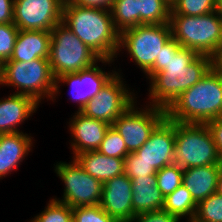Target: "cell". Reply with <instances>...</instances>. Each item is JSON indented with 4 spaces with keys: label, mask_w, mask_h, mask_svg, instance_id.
Here are the masks:
<instances>
[{
    "label": "cell",
    "mask_w": 222,
    "mask_h": 222,
    "mask_svg": "<svg viewBox=\"0 0 222 222\" xmlns=\"http://www.w3.org/2000/svg\"><path fill=\"white\" fill-rule=\"evenodd\" d=\"M162 209L177 216L180 220L186 218L188 222H192L197 203L186 187L181 184L174 192L165 197Z\"/></svg>",
    "instance_id": "cell-23"
},
{
    "label": "cell",
    "mask_w": 222,
    "mask_h": 222,
    "mask_svg": "<svg viewBox=\"0 0 222 222\" xmlns=\"http://www.w3.org/2000/svg\"><path fill=\"white\" fill-rule=\"evenodd\" d=\"M74 159L88 174L103 184L124 174V159L109 157L97 150L79 153Z\"/></svg>",
    "instance_id": "cell-21"
},
{
    "label": "cell",
    "mask_w": 222,
    "mask_h": 222,
    "mask_svg": "<svg viewBox=\"0 0 222 222\" xmlns=\"http://www.w3.org/2000/svg\"><path fill=\"white\" fill-rule=\"evenodd\" d=\"M206 125L211 132L217 152L222 162V117L215 118L214 120L207 122Z\"/></svg>",
    "instance_id": "cell-35"
},
{
    "label": "cell",
    "mask_w": 222,
    "mask_h": 222,
    "mask_svg": "<svg viewBox=\"0 0 222 222\" xmlns=\"http://www.w3.org/2000/svg\"><path fill=\"white\" fill-rule=\"evenodd\" d=\"M165 117V109L147 103L145 107L139 108L136 101L113 122L112 126L123 138L127 151L132 153L146 143L151 132Z\"/></svg>",
    "instance_id": "cell-10"
},
{
    "label": "cell",
    "mask_w": 222,
    "mask_h": 222,
    "mask_svg": "<svg viewBox=\"0 0 222 222\" xmlns=\"http://www.w3.org/2000/svg\"><path fill=\"white\" fill-rule=\"evenodd\" d=\"M51 31L19 30L13 53L8 61L29 62L38 58L48 59Z\"/></svg>",
    "instance_id": "cell-19"
},
{
    "label": "cell",
    "mask_w": 222,
    "mask_h": 222,
    "mask_svg": "<svg viewBox=\"0 0 222 222\" xmlns=\"http://www.w3.org/2000/svg\"><path fill=\"white\" fill-rule=\"evenodd\" d=\"M33 144V137L26 132L0 134V179L16 171Z\"/></svg>",
    "instance_id": "cell-18"
},
{
    "label": "cell",
    "mask_w": 222,
    "mask_h": 222,
    "mask_svg": "<svg viewBox=\"0 0 222 222\" xmlns=\"http://www.w3.org/2000/svg\"><path fill=\"white\" fill-rule=\"evenodd\" d=\"M172 38L170 23L140 24L120 33L118 54L126 50L131 60L147 74L153 67L162 47ZM123 48V49H122Z\"/></svg>",
    "instance_id": "cell-8"
},
{
    "label": "cell",
    "mask_w": 222,
    "mask_h": 222,
    "mask_svg": "<svg viewBox=\"0 0 222 222\" xmlns=\"http://www.w3.org/2000/svg\"><path fill=\"white\" fill-rule=\"evenodd\" d=\"M68 124L73 138L70 141L74 155L72 158L85 151L97 150L111 126L105 121L87 117L80 111L74 113Z\"/></svg>",
    "instance_id": "cell-16"
},
{
    "label": "cell",
    "mask_w": 222,
    "mask_h": 222,
    "mask_svg": "<svg viewBox=\"0 0 222 222\" xmlns=\"http://www.w3.org/2000/svg\"><path fill=\"white\" fill-rule=\"evenodd\" d=\"M38 106L39 103L27 95L12 93L1 98L0 134L23 132L18 127L36 113Z\"/></svg>",
    "instance_id": "cell-17"
},
{
    "label": "cell",
    "mask_w": 222,
    "mask_h": 222,
    "mask_svg": "<svg viewBox=\"0 0 222 222\" xmlns=\"http://www.w3.org/2000/svg\"><path fill=\"white\" fill-rule=\"evenodd\" d=\"M211 68L222 78V45L211 56Z\"/></svg>",
    "instance_id": "cell-38"
},
{
    "label": "cell",
    "mask_w": 222,
    "mask_h": 222,
    "mask_svg": "<svg viewBox=\"0 0 222 222\" xmlns=\"http://www.w3.org/2000/svg\"><path fill=\"white\" fill-rule=\"evenodd\" d=\"M99 64L82 70L77 73H66L55 79V88L51 101L55 102L56 96L60 93V85L63 84L70 86V94L73 102L77 103L78 110L85 106V104L94 98L104 85L117 73L116 69L112 72H106ZM61 83V84H60Z\"/></svg>",
    "instance_id": "cell-13"
},
{
    "label": "cell",
    "mask_w": 222,
    "mask_h": 222,
    "mask_svg": "<svg viewBox=\"0 0 222 222\" xmlns=\"http://www.w3.org/2000/svg\"><path fill=\"white\" fill-rule=\"evenodd\" d=\"M120 71L118 69V72L104 85L99 93L85 104L80 111L81 113L112 125L123 112L137 101L134 89L132 92L126 86Z\"/></svg>",
    "instance_id": "cell-11"
},
{
    "label": "cell",
    "mask_w": 222,
    "mask_h": 222,
    "mask_svg": "<svg viewBox=\"0 0 222 222\" xmlns=\"http://www.w3.org/2000/svg\"><path fill=\"white\" fill-rule=\"evenodd\" d=\"M221 167L222 165H206L184 170L182 184L197 204L217 192Z\"/></svg>",
    "instance_id": "cell-20"
},
{
    "label": "cell",
    "mask_w": 222,
    "mask_h": 222,
    "mask_svg": "<svg viewBox=\"0 0 222 222\" xmlns=\"http://www.w3.org/2000/svg\"><path fill=\"white\" fill-rule=\"evenodd\" d=\"M166 116L172 121L194 124L222 117V78L211 68L174 101Z\"/></svg>",
    "instance_id": "cell-3"
},
{
    "label": "cell",
    "mask_w": 222,
    "mask_h": 222,
    "mask_svg": "<svg viewBox=\"0 0 222 222\" xmlns=\"http://www.w3.org/2000/svg\"><path fill=\"white\" fill-rule=\"evenodd\" d=\"M183 172L173 164L167 165L156 172L157 187L164 197L174 192L182 184Z\"/></svg>",
    "instance_id": "cell-30"
},
{
    "label": "cell",
    "mask_w": 222,
    "mask_h": 222,
    "mask_svg": "<svg viewBox=\"0 0 222 222\" xmlns=\"http://www.w3.org/2000/svg\"><path fill=\"white\" fill-rule=\"evenodd\" d=\"M70 3L84 7H96L102 9H109L114 0H68Z\"/></svg>",
    "instance_id": "cell-37"
},
{
    "label": "cell",
    "mask_w": 222,
    "mask_h": 222,
    "mask_svg": "<svg viewBox=\"0 0 222 222\" xmlns=\"http://www.w3.org/2000/svg\"><path fill=\"white\" fill-rule=\"evenodd\" d=\"M72 222H118L108 215L100 205L72 208Z\"/></svg>",
    "instance_id": "cell-31"
},
{
    "label": "cell",
    "mask_w": 222,
    "mask_h": 222,
    "mask_svg": "<svg viewBox=\"0 0 222 222\" xmlns=\"http://www.w3.org/2000/svg\"><path fill=\"white\" fill-rule=\"evenodd\" d=\"M157 170L150 166L145 161L139 159L134 153H129L124 158V173L130 178L148 177L149 175H156Z\"/></svg>",
    "instance_id": "cell-33"
},
{
    "label": "cell",
    "mask_w": 222,
    "mask_h": 222,
    "mask_svg": "<svg viewBox=\"0 0 222 222\" xmlns=\"http://www.w3.org/2000/svg\"><path fill=\"white\" fill-rule=\"evenodd\" d=\"M192 222H222V196L216 192L200 201Z\"/></svg>",
    "instance_id": "cell-27"
},
{
    "label": "cell",
    "mask_w": 222,
    "mask_h": 222,
    "mask_svg": "<svg viewBox=\"0 0 222 222\" xmlns=\"http://www.w3.org/2000/svg\"><path fill=\"white\" fill-rule=\"evenodd\" d=\"M129 222H181L180 219L161 209L136 215Z\"/></svg>",
    "instance_id": "cell-34"
},
{
    "label": "cell",
    "mask_w": 222,
    "mask_h": 222,
    "mask_svg": "<svg viewBox=\"0 0 222 222\" xmlns=\"http://www.w3.org/2000/svg\"><path fill=\"white\" fill-rule=\"evenodd\" d=\"M110 12L120 33L139 25V0H114Z\"/></svg>",
    "instance_id": "cell-24"
},
{
    "label": "cell",
    "mask_w": 222,
    "mask_h": 222,
    "mask_svg": "<svg viewBox=\"0 0 222 222\" xmlns=\"http://www.w3.org/2000/svg\"><path fill=\"white\" fill-rule=\"evenodd\" d=\"M217 193L222 196V167L218 175Z\"/></svg>",
    "instance_id": "cell-39"
},
{
    "label": "cell",
    "mask_w": 222,
    "mask_h": 222,
    "mask_svg": "<svg viewBox=\"0 0 222 222\" xmlns=\"http://www.w3.org/2000/svg\"><path fill=\"white\" fill-rule=\"evenodd\" d=\"M175 151V121L167 116L151 132L149 139L134 153L155 170L173 164Z\"/></svg>",
    "instance_id": "cell-14"
},
{
    "label": "cell",
    "mask_w": 222,
    "mask_h": 222,
    "mask_svg": "<svg viewBox=\"0 0 222 222\" xmlns=\"http://www.w3.org/2000/svg\"><path fill=\"white\" fill-rule=\"evenodd\" d=\"M173 165L180 170L206 165H222L210 130L206 124L175 121Z\"/></svg>",
    "instance_id": "cell-6"
},
{
    "label": "cell",
    "mask_w": 222,
    "mask_h": 222,
    "mask_svg": "<svg viewBox=\"0 0 222 222\" xmlns=\"http://www.w3.org/2000/svg\"><path fill=\"white\" fill-rule=\"evenodd\" d=\"M216 12L222 17V0H216Z\"/></svg>",
    "instance_id": "cell-40"
},
{
    "label": "cell",
    "mask_w": 222,
    "mask_h": 222,
    "mask_svg": "<svg viewBox=\"0 0 222 222\" xmlns=\"http://www.w3.org/2000/svg\"><path fill=\"white\" fill-rule=\"evenodd\" d=\"M170 0H139V25L170 22Z\"/></svg>",
    "instance_id": "cell-25"
},
{
    "label": "cell",
    "mask_w": 222,
    "mask_h": 222,
    "mask_svg": "<svg viewBox=\"0 0 222 222\" xmlns=\"http://www.w3.org/2000/svg\"><path fill=\"white\" fill-rule=\"evenodd\" d=\"M172 37L183 48L212 56L222 45V17L216 12L200 16L170 14Z\"/></svg>",
    "instance_id": "cell-5"
},
{
    "label": "cell",
    "mask_w": 222,
    "mask_h": 222,
    "mask_svg": "<svg viewBox=\"0 0 222 222\" xmlns=\"http://www.w3.org/2000/svg\"><path fill=\"white\" fill-rule=\"evenodd\" d=\"M54 166L57 177L64 183L62 199H54L71 208L100 204L103 183L88 174L74 158L69 163L60 161Z\"/></svg>",
    "instance_id": "cell-9"
},
{
    "label": "cell",
    "mask_w": 222,
    "mask_h": 222,
    "mask_svg": "<svg viewBox=\"0 0 222 222\" xmlns=\"http://www.w3.org/2000/svg\"><path fill=\"white\" fill-rule=\"evenodd\" d=\"M97 151L106 156L120 159H124L129 154L123 138L112 125L108 128Z\"/></svg>",
    "instance_id": "cell-29"
},
{
    "label": "cell",
    "mask_w": 222,
    "mask_h": 222,
    "mask_svg": "<svg viewBox=\"0 0 222 222\" xmlns=\"http://www.w3.org/2000/svg\"><path fill=\"white\" fill-rule=\"evenodd\" d=\"M48 202L44 210L29 222H72V208L69 205L54 198Z\"/></svg>",
    "instance_id": "cell-28"
},
{
    "label": "cell",
    "mask_w": 222,
    "mask_h": 222,
    "mask_svg": "<svg viewBox=\"0 0 222 222\" xmlns=\"http://www.w3.org/2000/svg\"><path fill=\"white\" fill-rule=\"evenodd\" d=\"M49 63L55 79L66 73H77L98 62L110 65L115 61L101 59L62 22L51 30Z\"/></svg>",
    "instance_id": "cell-4"
},
{
    "label": "cell",
    "mask_w": 222,
    "mask_h": 222,
    "mask_svg": "<svg viewBox=\"0 0 222 222\" xmlns=\"http://www.w3.org/2000/svg\"><path fill=\"white\" fill-rule=\"evenodd\" d=\"M2 77H3V63L0 61V83L2 81Z\"/></svg>",
    "instance_id": "cell-41"
},
{
    "label": "cell",
    "mask_w": 222,
    "mask_h": 222,
    "mask_svg": "<svg viewBox=\"0 0 222 222\" xmlns=\"http://www.w3.org/2000/svg\"><path fill=\"white\" fill-rule=\"evenodd\" d=\"M211 69V57L183 48L172 37L156 57L149 79L150 105L167 110L185 91Z\"/></svg>",
    "instance_id": "cell-1"
},
{
    "label": "cell",
    "mask_w": 222,
    "mask_h": 222,
    "mask_svg": "<svg viewBox=\"0 0 222 222\" xmlns=\"http://www.w3.org/2000/svg\"><path fill=\"white\" fill-rule=\"evenodd\" d=\"M132 206L135 215L161 210L165 197L157 187V176L132 178Z\"/></svg>",
    "instance_id": "cell-22"
},
{
    "label": "cell",
    "mask_w": 222,
    "mask_h": 222,
    "mask_svg": "<svg viewBox=\"0 0 222 222\" xmlns=\"http://www.w3.org/2000/svg\"><path fill=\"white\" fill-rule=\"evenodd\" d=\"M216 11V0H172L170 14L200 16Z\"/></svg>",
    "instance_id": "cell-26"
},
{
    "label": "cell",
    "mask_w": 222,
    "mask_h": 222,
    "mask_svg": "<svg viewBox=\"0 0 222 222\" xmlns=\"http://www.w3.org/2000/svg\"><path fill=\"white\" fill-rule=\"evenodd\" d=\"M16 89L14 93L32 97L37 103L52 99L55 77L49 59L38 58L29 62L5 61L0 83Z\"/></svg>",
    "instance_id": "cell-7"
},
{
    "label": "cell",
    "mask_w": 222,
    "mask_h": 222,
    "mask_svg": "<svg viewBox=\"0 0 222 222\" xmlns=\"http://www.w3.org/2000/svg\"><path fill=\"white\" fill-rule=\"evenodd\" d=\"M62 23L101 59L115 61L120 32L109 9L79 6L64 0Z\"/></svg>",
    "instance_id": "cell-2"
},
{
    "label": "cell",
    "mask_w": 222,
    "mask_h": 222,
    "mask_svg": "<svg viewBox=\"0 0 222 222\" xmlns=\"http://www.w3.org/2000/svg\"><path fill=\"white\" fill-rule=\"evenodd\" d=\"M14 0H0V24L13 23Z\"/></svg>",
    "instance_id": "cell-36"
},
{
    "label": "cell",
    "mask_w": 222,
    "mask_h": 222,
    "mask_svg": "<svg viewBox=\"0 0 222 222\" xmlns=\"http://www.w3.org/2000/svg\"><path fill=\"white\" fill-rule=\"evenodd\" d=\"M100 207L118 222H129L136 215L132 206V181L124 173L103 184Z\"/></svg>",
    "instance_id": "cell-15"
},
{
    "label": "cell",
    "mask_w": 222,
    "mask_h": 222,
    "mask_svg": "<svg viewBox=\"0 0 222 222\" xmlns=\"http://www.w3.org/2000/svg\"><path fill=\"white\" fill-rule=\"evenodd\" d=\"M64 0H14L13 23L19 30L51 31L62 22Z\"/></svg>",
    "instance_id": "cell-12"
},
{
    "label": "cell",
    "mask_w": 222,
    "mask_h": 222,
    "mask_svg": "<svg viewBox=\"0 0 222 222\" xmlns=\"http://www.w3.org/2000/svg\"><path fill=\"white\" fill-rule=\"evenodd\" d=\"M19 29L14 23L0 24V61L10 60Z\"/></svg>",
    "instance_id": "cell-32"
}]
</instances>
